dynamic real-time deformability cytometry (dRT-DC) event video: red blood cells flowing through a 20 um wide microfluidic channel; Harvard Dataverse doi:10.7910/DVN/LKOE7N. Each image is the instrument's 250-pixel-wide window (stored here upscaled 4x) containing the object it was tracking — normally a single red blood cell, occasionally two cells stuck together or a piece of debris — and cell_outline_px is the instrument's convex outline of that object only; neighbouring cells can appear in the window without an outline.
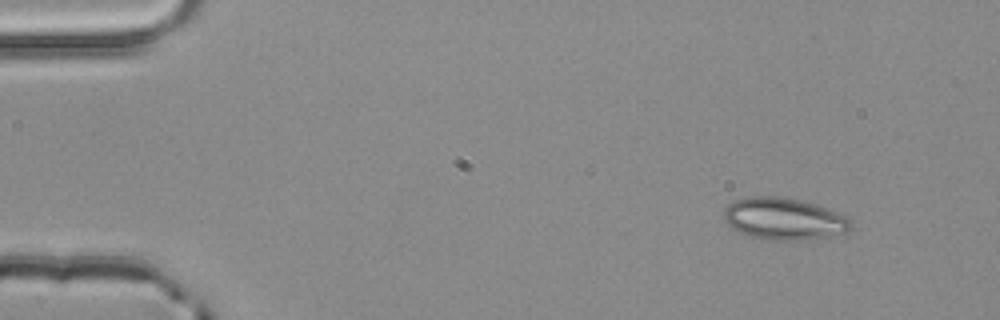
{"species": "common noctule bat (a hibernating species)", "species_latin": "Nyctalus noctula", "temperature_condition": "room temperature", "stored_images_in_passage": 3, "camera_frame_rate_fps": 3000, "um_per_image_px": 0.085, "animal": {"sex": "male", "body_mass_g": 20.4}, "frame": {"image": 1, "passage_image": 1, "time_ms": 0.0, "image_size_px": [1000, 320], "cell_outline_px": [[852, 228], [848, 232], [800, 240], [772, 240], [748, 236], [732, 228], [724, 220], [724, 208], [728, 204], [736, 200], [748, 196], [776, 196], [800, 200], [848, 216], [852, 224]], "centroid_in_image_um": [66.6, 18.6], "position_along_channel_um": 18.4, "area_um2": 30.81}}